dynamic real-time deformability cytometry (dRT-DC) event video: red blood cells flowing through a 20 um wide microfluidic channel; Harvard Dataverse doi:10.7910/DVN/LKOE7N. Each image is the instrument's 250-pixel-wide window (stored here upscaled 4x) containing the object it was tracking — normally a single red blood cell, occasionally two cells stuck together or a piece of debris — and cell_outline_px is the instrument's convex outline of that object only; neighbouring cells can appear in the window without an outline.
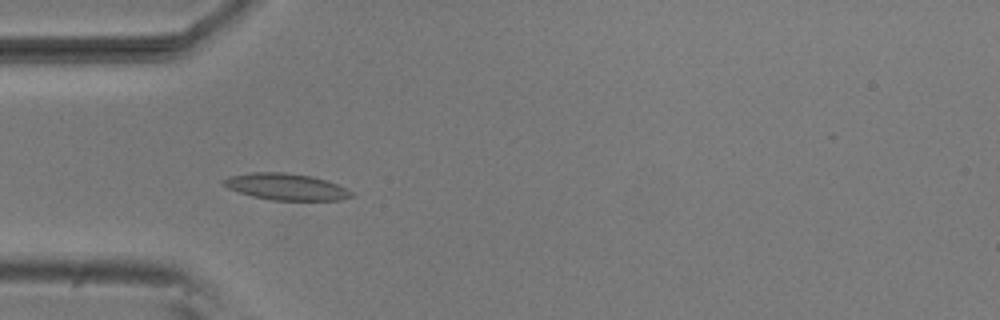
{"species": "common noctule bat (a hibernating species)", "species_latin": "Nyctalus noctula", "temperature_condition": "room temperature", "stored_images_in_passage": 4, "camera_frame_rate_fps": 3000, "um_per_image_px": 0.085, "animal": {"sex": "male", "body_mass_g": 20.5, "forearm_length_mm": 52.5}, "frame": {"image": 1, "passage_image": 3, "time_ms": 0.667, "image_size_px": [1000, 320], "cell_outline_px": [[356, 196], [340, 200], [272, 200], [252, 196], [228, 188], [220, 184], [220, 180], [228, 176], [252, 172], [284, 172], [312, 176], [328, 180], [352, 192]], "centroid_in_image_um": [24.29, 15.87], "position_along_channel_um": 60.7, "area_um2": 19.94}}
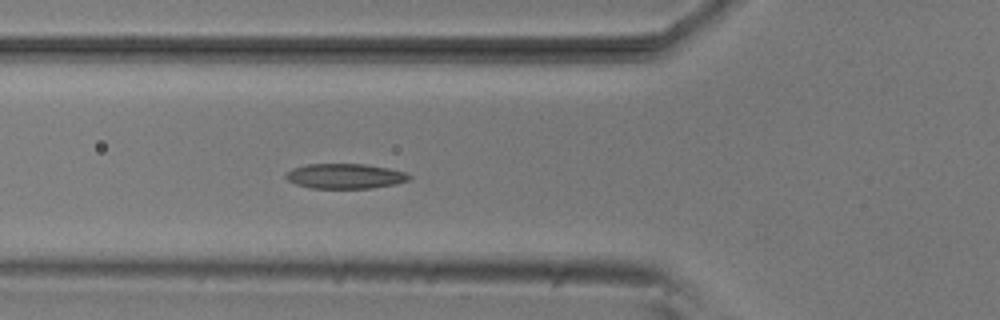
{"frame": {"image": 2, "passage_image": 4, "time_ms": 1.0, "image_size_px": [1000, 320], "cell_outline_px": [[412, 176], [408, 180], [396, 184], [372, 188], [312, 188], [296, 184], [288, 180], [284, 176], [284, 172], [292, 168], [308, 164], [364, 164], [388, 168], [408, 172]], "centroid_in_image_um": [29.33, 14.97], "position_along_channel_um": 96.5, "area_um2": 18.09}}